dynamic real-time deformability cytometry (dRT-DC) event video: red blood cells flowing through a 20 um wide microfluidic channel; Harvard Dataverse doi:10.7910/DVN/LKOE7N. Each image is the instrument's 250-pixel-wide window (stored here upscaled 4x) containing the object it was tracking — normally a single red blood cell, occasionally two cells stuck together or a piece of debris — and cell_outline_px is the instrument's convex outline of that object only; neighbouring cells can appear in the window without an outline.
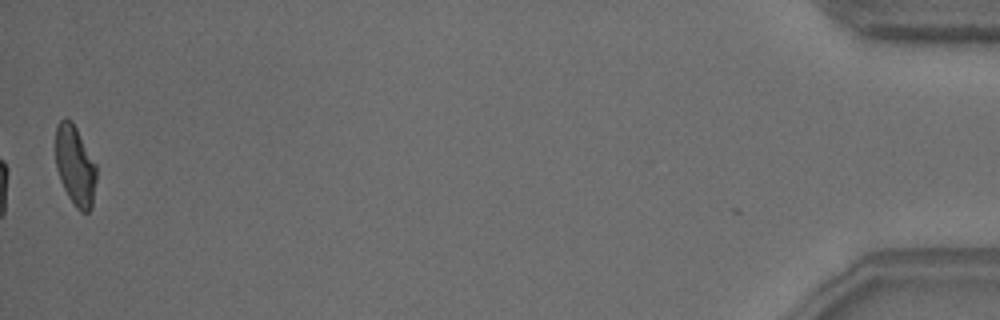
{"species": "common noctule bat (a hibernating species)", "species_latin": "Nyctalus noctula", "temperature_condition": "warm", "stored_images_in_passage": 38, "camera_frame_rate_fps": 3000, "um_per_image_px": 0.085, "animal": {"sex": "male", "body_mass_g": 18.8}, "frame": {"image": 1, "passage_image": 38, "time_ms": 12.333, "image_size_px": [1000, 320], "cell_outline_px": [[96, 180], [92, 208], [88, 212], [80, 212], [76, 208], [68, 196], [60, 180], [56, 168], [56, 124], [64, 116], [72, 120], [96, 164]], "centroid_in_image_um": [6.38, 14.07], "position_along_channel_um": 428.8, "area_um2": 19.19}, "authors_computed_cell_mechanics": {"area_um2": 19.941, "velocity_mm_per_s": 3.8275, "shape_relaxation_time_tau1_ms": 8.5998, "shape_relaxation_time_tau2_ms": 1.8763, "deformation_change_tau1": 0.2428, "deformation_change_tau2": 0.0833}}